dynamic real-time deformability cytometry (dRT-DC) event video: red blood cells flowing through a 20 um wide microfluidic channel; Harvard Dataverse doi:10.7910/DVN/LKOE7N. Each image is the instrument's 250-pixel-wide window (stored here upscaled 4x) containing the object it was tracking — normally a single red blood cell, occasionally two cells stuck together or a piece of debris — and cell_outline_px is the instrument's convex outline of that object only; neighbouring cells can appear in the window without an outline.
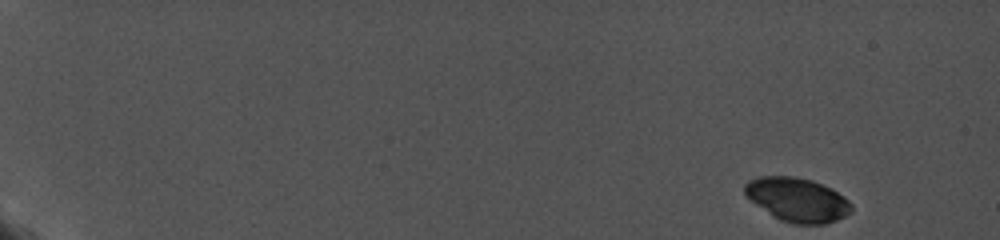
{"species": "common noctule bat (a hibernating species)", "species_latin": "Nyctalus noctula", "temperature_condition": "cold", "stored_images_in_passage": 38, "camera_frame_rate_fps": 5000, "um_per_image_px": 0.085, "animal": {"sex": "female", "body_mass_g": 19.0, "forearm_length_mm": 56.7}, "frame": {"image": 1, "passage_image": 1, "time_ms": 0.0, "image_size_px": [1000, 240], "cell_outline_px": [[852, 212], [836, 220], [824, 224], [792, 224], [780, 220], [744, 196], [744, 184], [748, 180], [760, 176], [792, 176], [812, 180], [832, 188], [844, 196], [852, 204]], "centroid_in_image_um": [67.77, 16.97], "position_along_channel_um": 17.2, "area_um2": 27.46}}
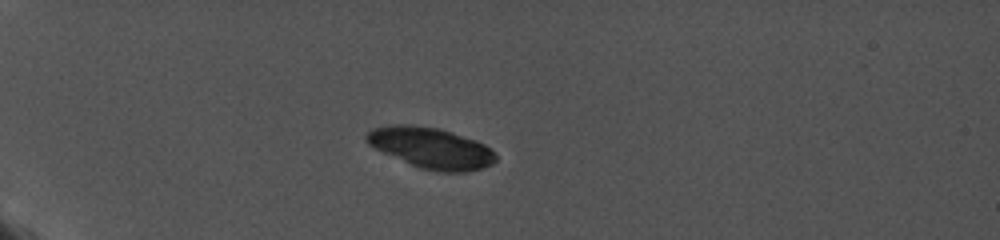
{"frame": {"image": 2, "passage_image": 29, "time_ms": 4.6, "image_size_px": [1000, 240], "cell_outline_px": [[496, 160], [492, 164], [484, 168], [464, 172], [436, 172], [420, 168], [384, 152], [368, 144], [364, 140], [364, 136], [372, 128], [392, 124], [408, 124], [440, 128], [476, 140], [484, 144], [496, 156]], "centroid_in_image_um": [36.63, 12.57], "position_along_channel_um": 48.4, "area_um2": 30.75}}